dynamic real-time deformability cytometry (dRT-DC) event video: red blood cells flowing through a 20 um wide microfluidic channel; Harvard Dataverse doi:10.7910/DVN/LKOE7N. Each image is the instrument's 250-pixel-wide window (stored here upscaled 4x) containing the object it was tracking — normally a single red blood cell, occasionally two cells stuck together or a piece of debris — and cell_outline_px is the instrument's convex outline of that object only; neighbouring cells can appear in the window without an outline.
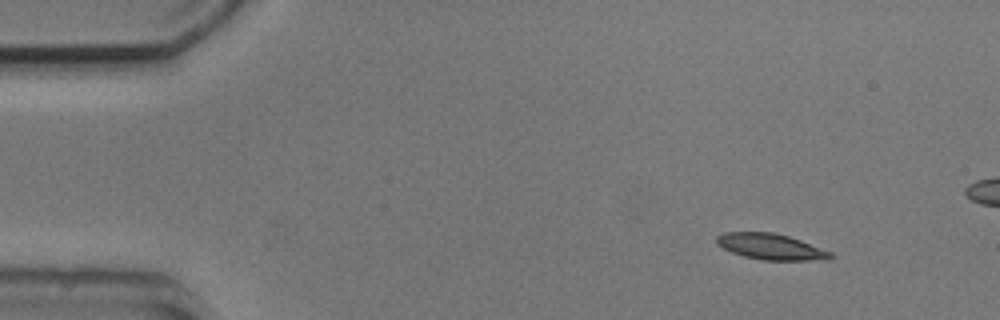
{"species": "common noctule bat (a hibernating species)", "species_latin": "Nyctalus noctula", "temperature_condition": "cold", "stored_images_in_passage": 4, "camera_frame_rate_fps": 3000, "um_per_image_px": 0.085, "animal": {"sex": "male", "body_mass_g": 20.5, "forearm_length_mm": 52.5}, "frame": {"image": 1, "passage_image": 1, "time_ms": 0.0, "image_size_px": [1000, 320], "cell_outline_px": [[836, 256], [828, 260], [764, 260], [744, 256], [732, 252], [716, 244], [716, 236], [724, 232], [772, 232], [788, 236], [800, 240], [832, 252]], "centroid_in_image_um": [65.54, 20.97], "position_along_channel_um": 19.5, "area_um2": 17.22}}